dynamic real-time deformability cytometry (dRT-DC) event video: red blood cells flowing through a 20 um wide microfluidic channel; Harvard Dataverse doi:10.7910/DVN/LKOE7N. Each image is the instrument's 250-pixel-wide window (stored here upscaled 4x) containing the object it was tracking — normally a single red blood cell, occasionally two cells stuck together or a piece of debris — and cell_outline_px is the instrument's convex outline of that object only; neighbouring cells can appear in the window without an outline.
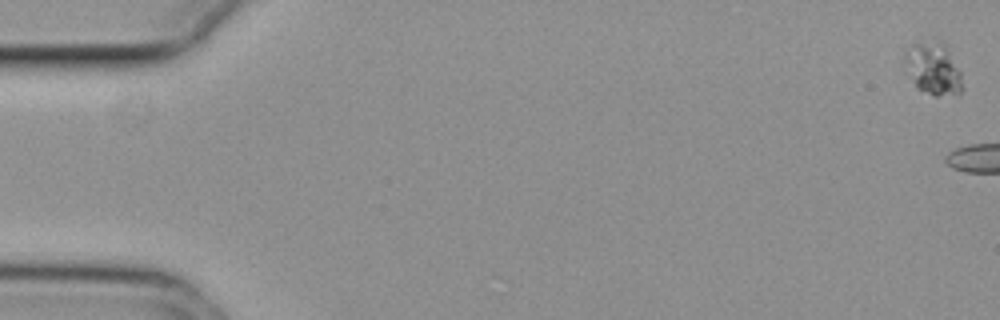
{"species": "common noctule bat (a hibernating species)", "species_latin": "Nyctalus noctula", "temperature_condition": "cold", "stored_images_in_passage": 5, "camera_frame_rate_fps": 3000, "um_per_image_px": 0.085, "animal": {"sex": "female", "body_mass_g": 29.2, "forearm_length_mm": 56.3}, "frame": {"image": 1, "passage_image": 1, "time_ms": 0.0, "image_size_px": [1000, 320], "cell_outline_px": [[964, 88], [960, 92], [936, 96], [916, 88], [904, 72], [904, 52], [916, 40], [944, 40], [948, 44], [960, 72]], "centroid_in_image_um": [79.28, 5.76], "position_along_channel_um": 5.7, "area_um2": 18.5}}